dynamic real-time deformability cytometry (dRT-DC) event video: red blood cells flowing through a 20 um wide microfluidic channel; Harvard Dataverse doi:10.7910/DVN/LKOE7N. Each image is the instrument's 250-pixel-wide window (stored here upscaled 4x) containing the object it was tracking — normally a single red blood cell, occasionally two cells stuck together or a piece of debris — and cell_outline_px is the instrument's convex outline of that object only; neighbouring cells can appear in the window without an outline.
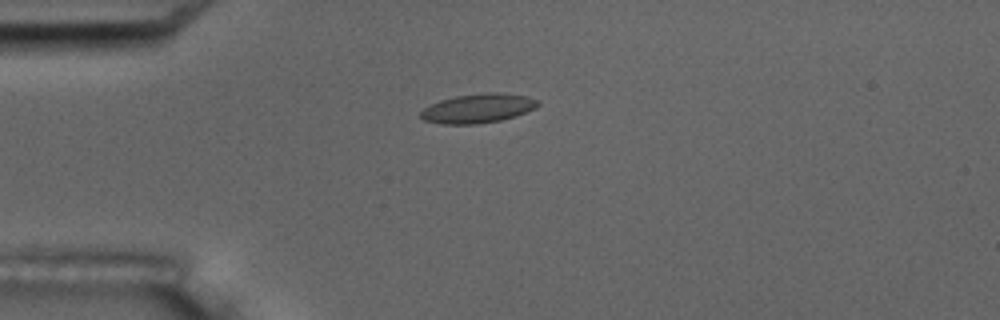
{"species": "common noctule bat (a hibernating species)", "species_latin": "Nyctalus noctula", "temperature_condition": "room temperature", "stored_images_in_passage": 5, "camera_frame_rate_fps": 3000, "um_per_image_px": 0.085, "animal": {"sex": "male", "body_mass_g": 17.5, "forearm_length_mm": 52.3}, "frame": {"image": 1, "passage_image": 4, "time_ms": 4.333, "image_size_px": [1000, 320], "cell_outline_px": [[540, 104], [536, 108], [516, 116], [500, 120], [476, 124], [440, 124], [424, 120], [420, 116], [420, 112], [424, 108], [440, 100], [456, 96], [484, 92], [500, 92], [528, 96], [540, 100]], "centroid_in_image_um": [40.67, 9.2], "position_along_channel_um": 44.3, "area_um2": 20.11}}